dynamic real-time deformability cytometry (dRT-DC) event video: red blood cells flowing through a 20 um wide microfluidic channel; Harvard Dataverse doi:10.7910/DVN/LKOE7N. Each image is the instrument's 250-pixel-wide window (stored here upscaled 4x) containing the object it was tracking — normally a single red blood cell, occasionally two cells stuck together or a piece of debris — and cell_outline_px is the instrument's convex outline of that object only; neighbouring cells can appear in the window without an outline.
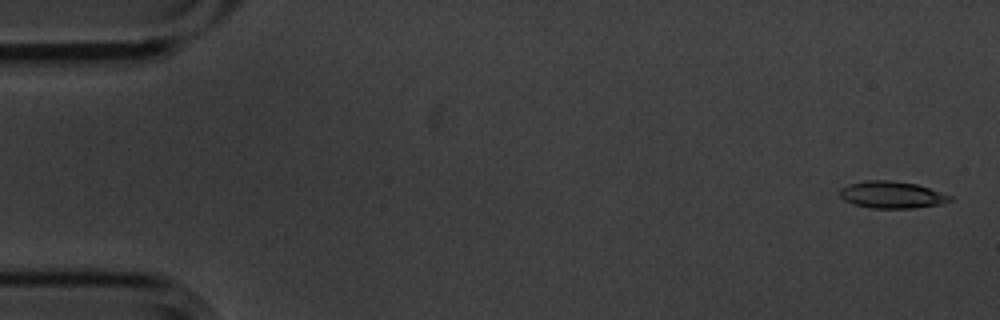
{"species": "common noctule bat (a hibernating species)", "species_latin": "Nyctalus noctula", "temperature_condition": "cold", "stored_images_in_passage": 5, "camera_frame_rate_fps": 3000, "um_per_image_px": 0.085, "animal": {"sex": "male", "body_mass_g": 20.1, "forearm_length_mm": 53.5}, "frame": {"image": 1, "passage_image": 1, "time_ms": 0.0, "image_size_px": [1000, 320], "cell_outline_px": [[952, 200], [940, 204], [912, 208], [872, 208], [856, 204], [844, 200], [840, 196], [840, 188], [848, 184], [868, 180], [892, 180], [916, 184], [952, 196]], "centroid_in_image_um": [75.79, 16.55], "position_along_channel_um": 9.2, "area_um2": 17.11}}
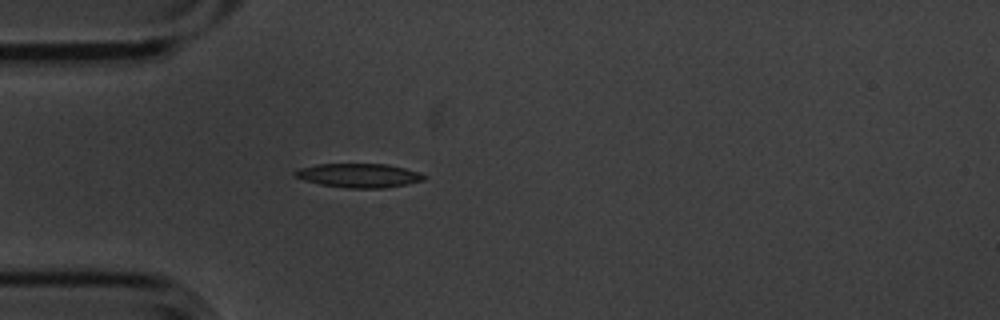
{"frame": {"image": 2, "passage_image": 5, "time_ms": 1.333, "image_size_px": [1000, 320], "cell_outline_px": [[428, 176], [424, 180], [408, 184], [384, 188], [348, 188], [320, 184], [304, 180], [296, 176], [292, 172], [300, 168], [316, 164], [388, 164], [420, 172]], "centroid_in_image_um": [30.54, 14.91], "position_along_channel_um": 54.5, "area_um2": 18.09}}